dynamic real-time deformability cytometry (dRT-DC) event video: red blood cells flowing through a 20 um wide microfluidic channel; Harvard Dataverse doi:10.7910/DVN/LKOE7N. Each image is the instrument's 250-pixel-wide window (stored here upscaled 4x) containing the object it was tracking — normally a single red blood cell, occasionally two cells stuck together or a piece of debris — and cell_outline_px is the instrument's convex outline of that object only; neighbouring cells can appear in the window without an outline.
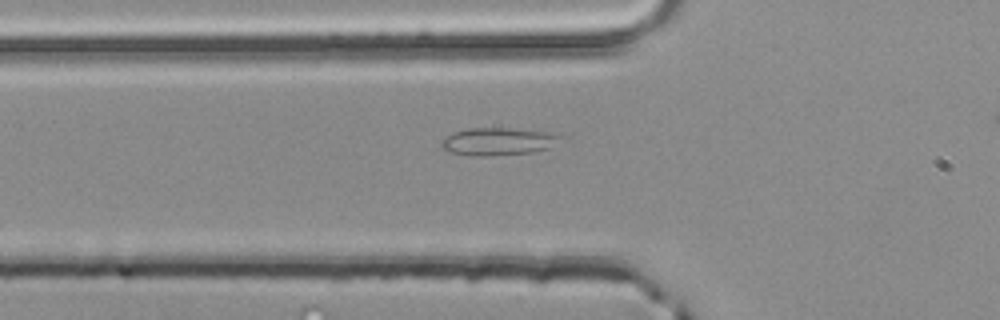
{"species": "common noctule bat (a hibernating species)", "species_latin": "Nyctalus noctula", "temperature_condition": "room temperature", "stored_images_in_passage": 34, "camera_frame_rate_fps": 3000, "um_per_image_px": 0.085, "animal": {"sex": "male", "body_mass_g": 20.4}, "frame": {"image": 1, "passage_image": 6, "time_ms": 1.667, "image_size_px": [1000, 320], "cell_outline_px": [[564, 136], [548, 148], [532, 152], [488, 156], [472, 156], [448, 152], [440, 148], [440, 144], [448, 136], [456, 132], [468, 128], [512, 128], [548, 132]], "centroid_in_image_um": [42.31, 12.03], "position_along_channel_um": 83.5, "area_um2": 19.02}}
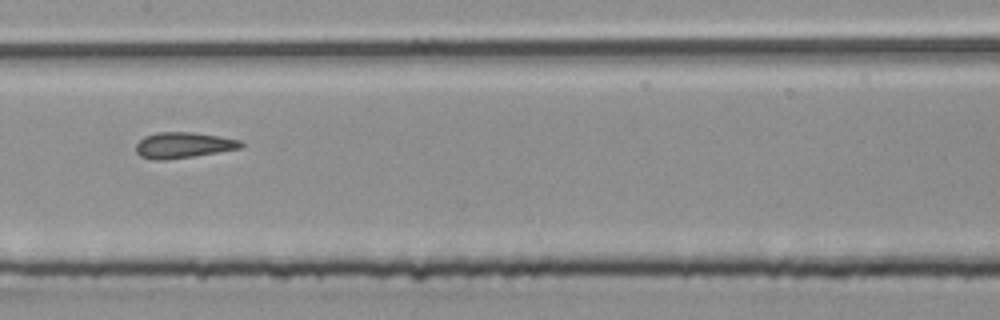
{"frame": {"image": 2, "passage_image": 14, "time_ms": 4.333, "image_size_px": [1000, 320], "cell_outline_px": [[244, 148], [192, 156], [164, 160], [156, 160], [140, 156], [136, 152], [136, 144], [144, 136], [156, 132], [192, 132], [240, 140], [244, 144]], "centroid_in_image_um": [15.57, 12.33], "position_along_channel_um": 191.8, "area_um2": 15.72}}
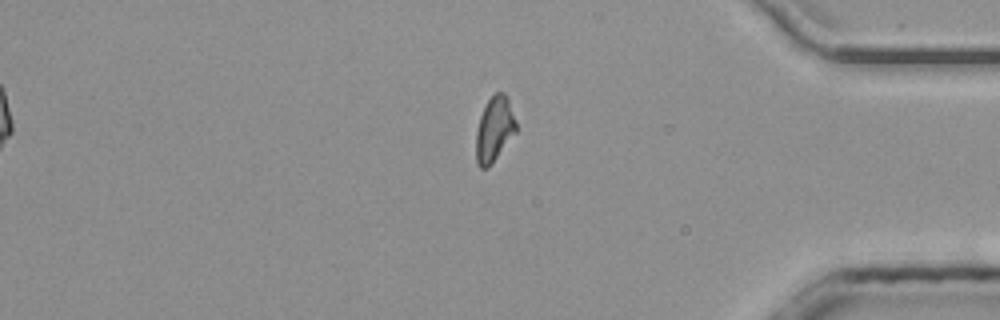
{"frame": {"image": 3, "passage_image": 31, "time_ms": 10.0, "image_size_px": [1000, 320], "cell_outline_px": [[516, 132], [492, 164], [488, 168], [480, 168], [476, 164], [476, 132], [480, 116], [488, 100], [496, 92], [504, 92], [508, 96], [516, 120]], "centroid_in_image_um": [42.03, 10.99], "position_along_channel_um": 393.2, "area_um2": 15.32}, "authors_computed_cell_mechanics": {"area_um2": 15.5771, "velocity_mm_per_s": 4.0339, "shape_relaxation_time_tau1_ms": null, "shape_relaxation_time_tau2_ms": 1.8778, "deformation_change_tau1": null, "deformation_change_tau2": 0.0939}}